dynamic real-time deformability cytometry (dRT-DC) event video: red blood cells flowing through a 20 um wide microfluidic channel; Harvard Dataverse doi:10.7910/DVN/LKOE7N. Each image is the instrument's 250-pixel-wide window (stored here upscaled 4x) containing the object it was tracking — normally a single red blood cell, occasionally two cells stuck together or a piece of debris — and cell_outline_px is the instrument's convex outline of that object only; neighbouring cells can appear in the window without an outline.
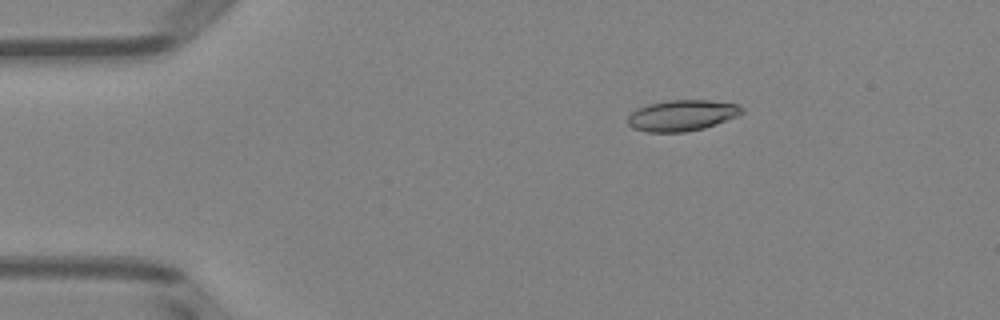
{"species": "Egyptian fruit bat (a non-hibernating species)", "species_latin": "Rousettus aegyptiacus", "temperature_condition": "room temperature", "stored_images_in_passage": 6, "camera_frame_rate_fps": 3000, "um_per_image_px": 0.085, "animal": {"sex": "female"}, "frame": {"image": 1, "passage_image": 3, "time_ms": 2.333, "image_size_px": [1000, 320], "cell_outline_px": [[744, 112], [736, 116], [716, 124], [704, 128], [684, 132], [648, 132], [632, 128], [628, 124], [628, 116], [632, 112], [648, 104], [668, 100], [708, 100], [736, 104], [744, 108]], "centroid_in_image_um": [57.97, 9.81], "position_along_channel_um": 27.0, "area_um2": 20.46}}
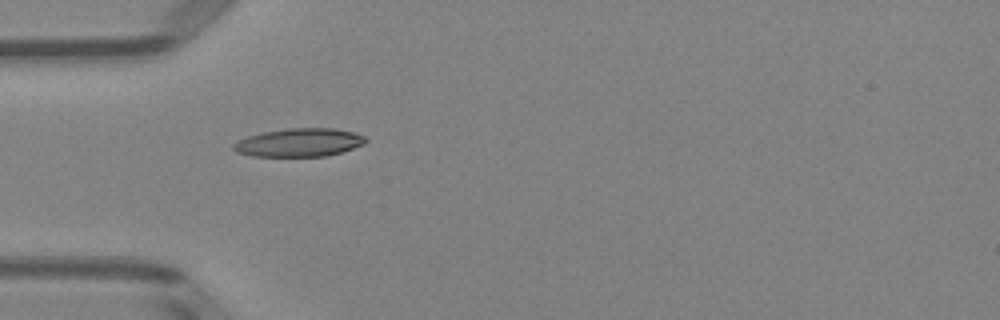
{"frame": {"image": 2, "passage_image": 5, "time_ms": 4.667, "image_size_px": [1000, 320], "cell_outline_px": [[368, 140], [364, 144], [340, 152], [324, 156], [252, 156], [236, 152], [232, 148], [232, 144], [236, 140], [248, 136], [264, 132], [288, 128], [332, 128], [352, 132], [364, 136]], "centroid_in_image_um": [25.39, 12.11], "position_along_channel_um": 59.6, "area_um2": 21.68}}
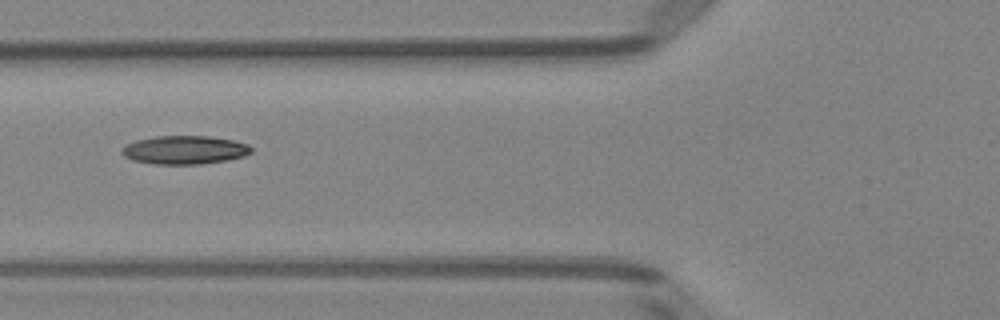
{"frame": {"image": 3, "passage_image": 6, "time_ms": 6.0, "image_size_px": [1000, 320], "cell_outline_px": [[252, 152], [244, 156], [228, 160], [200, 164], [152, 164], [132, 160], [124, 156], [120, 152], [128, 144], [136, 140], [156, 136], [208, 136], [232, 140], [248, 144], [252, 148]], "centroid_in_image_um": [15.7, 12.75], "position_along_channel_um": 110.1, "area_um2": 21.44}}